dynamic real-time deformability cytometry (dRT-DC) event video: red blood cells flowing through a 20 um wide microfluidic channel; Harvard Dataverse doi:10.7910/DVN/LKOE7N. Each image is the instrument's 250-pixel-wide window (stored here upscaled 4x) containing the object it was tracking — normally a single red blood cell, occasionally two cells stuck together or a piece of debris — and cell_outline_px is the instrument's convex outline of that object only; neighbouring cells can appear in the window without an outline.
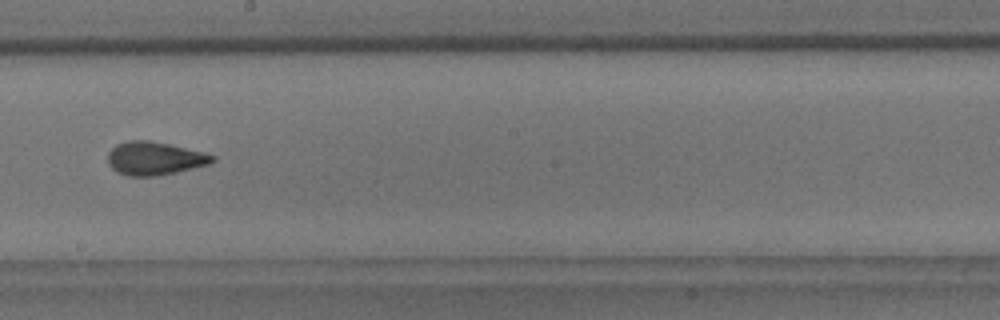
{"species": "common noctule bat (a hibernating species)", "species_latin": "Nyctalus noctula", "temperature_condition": "room temperature", "stored_images_in_passage": 9, "camera_frame_rate_fps": 3000, "um_per_image_px": 0.085, "animal": {"sex": "male", "body_mass_g": 18.8}, "frame": {"image": 1, "passage_image": 9, "time_ms": 10.0, "image_size_px": [1000, 320], "cell_outline_px": [[216, 160], [208, 164], [192, 168], [156, 176], [128, 176], [116, 172], [108, 164], [108, 152], [116, 144], [128, 140], [148, 140], [168, 144], [204, 152], [216, 156]], "centroid_in_image_um": [13.11, 13.46], "position_along_channel_um": 235.1, "area_um2": 20.23}}